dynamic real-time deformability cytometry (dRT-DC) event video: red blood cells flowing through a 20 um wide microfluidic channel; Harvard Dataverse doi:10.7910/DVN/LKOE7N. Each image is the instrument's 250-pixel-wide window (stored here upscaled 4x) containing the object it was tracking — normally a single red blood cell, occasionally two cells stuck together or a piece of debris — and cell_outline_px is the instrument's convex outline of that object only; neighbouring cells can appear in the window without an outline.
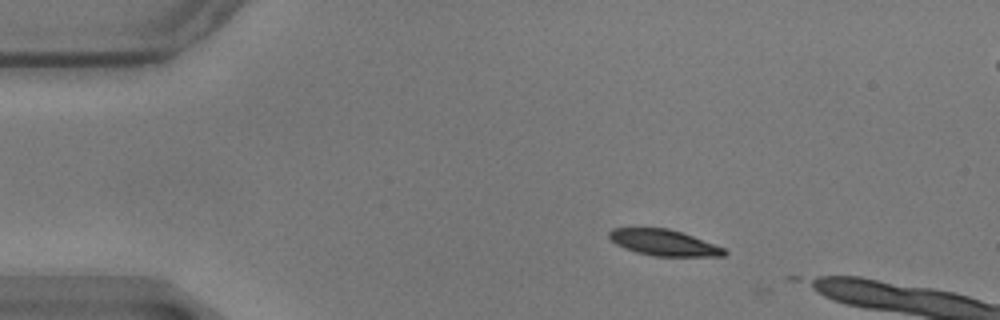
{"species": "common noctule bat (a hibernating species)", "species_latin": "Nyctalus noctula", "temperature_condition": "warm", "stored_images_in_passage": 3, "camera_frame_rate_fps": 3000, "um_per_image_px": 0.085, "animal": {"sex": "male", "body_mass_g": 17.9}, "frame": {"image": 1, "passage_image": 1, "time_ms": 0.0, "image_size_px": [1000, 320], "cell_outline_px": [[728, 252], [724, 256], [652, 256], [636, 252], [624, 248], [616, 244], [608, 236], [608, 232], [612, 228], [668, 228], [692, 236], [724, 248]], "centroid_in_image_um": [56.39, 20.63], "position_along_channel_um": 28.6, "area_um2": 17.34}}